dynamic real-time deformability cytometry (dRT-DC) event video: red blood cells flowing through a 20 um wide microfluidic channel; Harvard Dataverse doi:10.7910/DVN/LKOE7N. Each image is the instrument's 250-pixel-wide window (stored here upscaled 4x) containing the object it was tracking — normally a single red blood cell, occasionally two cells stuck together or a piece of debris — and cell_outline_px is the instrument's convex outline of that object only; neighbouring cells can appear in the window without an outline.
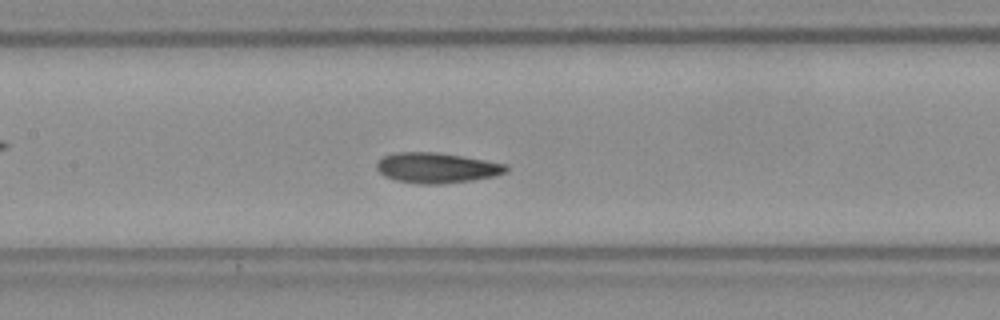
{"species": "Egyptian fruit bat (a non-hibernating species)", "species_latin": "Rousettus aegyptiacus", "temperature_condition": "room temperature", "stored_images_in_passage": 34, "camera_frame_rate_fps": 3000, "um_per_image_px": 0.085, "frame": {"image": 1, "passage_image": 15, "time_ms": 4.667, "image_size_px": [1000, 320], "cell_outline_px": [[508, 168], [504, 172], [492, 176], [472, 180], [440, 184], [420, 184], [396, 180], [384, 176], [376, 168], [376, 164], [384, 156], [396, 152], [436, 152], [508, 164]], "centroid_in_image_um": [37.09, 14.26], "position_along_channel_um": 170.3, "area_um2": 22.6}, "authors_computed_cell_mechanics": {"area_um2": 22.4264, "velocity_mm_per_s": 3.81, "shape_relaxation_time_tau1_ms": 4.2787, "shape_relaxation_time_tau2_ms": 2.5393, "deformation_change_tau1": 0.1146, "deformation_change_tau2": 0.0465}}